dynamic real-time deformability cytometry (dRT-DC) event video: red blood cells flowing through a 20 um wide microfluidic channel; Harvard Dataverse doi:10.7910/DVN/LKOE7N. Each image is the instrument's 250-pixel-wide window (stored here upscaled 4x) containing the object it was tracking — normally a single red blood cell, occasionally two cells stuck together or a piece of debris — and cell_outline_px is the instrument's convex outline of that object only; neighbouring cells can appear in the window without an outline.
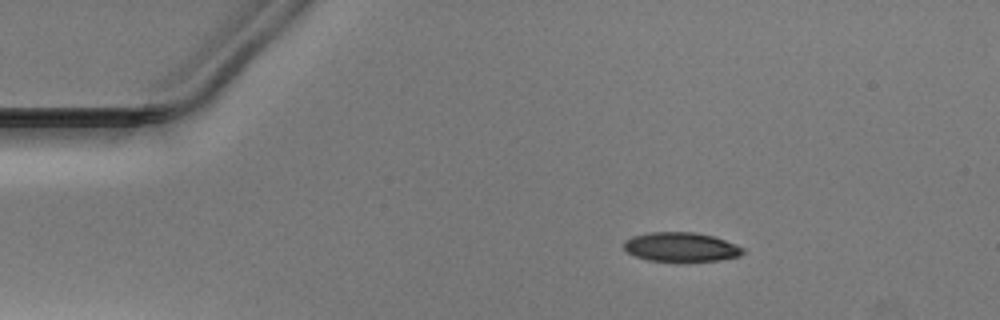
{"species": "Egyptian fruit bat (a non-hibernating species)", "species_latin": "Rousettus aegyptiacus", "temperature_condition": "warm", "stored_images_in_passage": 44, "camera_frame_rate_fps": 3000, "um_per_image_px": 0.085, "animal": {"sex": "male"}, "frame": {"image": 1, "passage_image": 1, "time_ms": 0.0, "image_size_px": [1000, 320], "cell_outline_px": [[744, 252], [740, 256], [716, 260], [648, 260], [636, 256], [628, 252], [624, 248], [624, 240], [632, 236], [648, 232], [696, 232], [712, 236], [736, 244], [744, 248]], "centroid_in_image_um": [57.87, 20.97], "position_along_channel_um": 27.1, "area_um2": 19.94}}
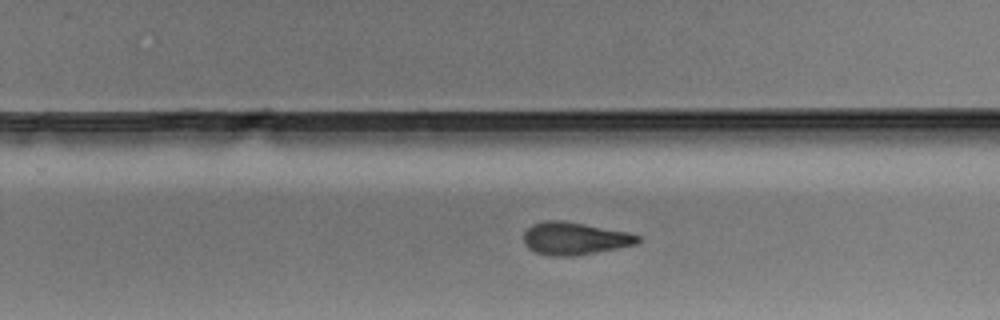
{"frame": {"image": 2, "passage_image": 25, "time_ms": 8.0, "image_size_px": [1000, 320], "cell_outline_px": [[640, 240], [636, 244], [620, 248], [572, 256], [552, 256], [536, 252], [528, 248], [524, 244], [524, 232], [532, 224], [544, 220], [560, 220], [584, 224], [628, 232], [640, 236]], "centroid_in_image_um": [48.83, 20.27], "position_along_channel_um": 281.0, "area_um2": 21.62}}
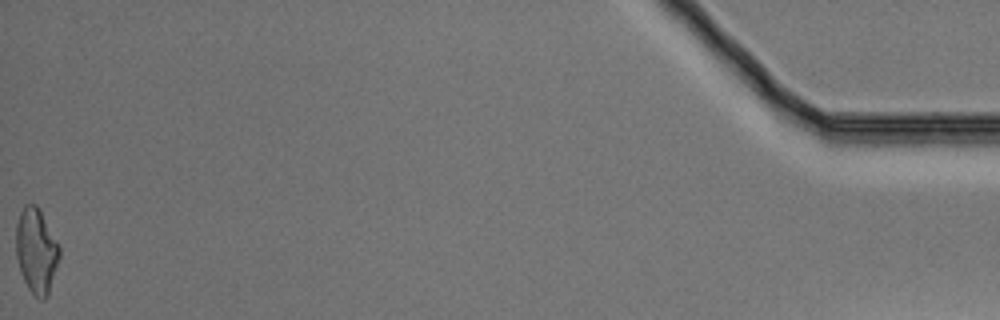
{"frame": {"image": 3, "passage_image": 44, "time_ms": 14.333, "image_size_px": [1000, 320], "cell_outline_px": [[60, 256], [48, 296], [44, 300], [40, 300], [28, 288], [24, 280], [16, 256], [16, 224], [20, 212], [24, 204], [36, 204], [60, 244]], "centroid_in_image_um": [3.1, 21.31], "position_along_channel_um": 432.1, "area_um2": 21.56}}